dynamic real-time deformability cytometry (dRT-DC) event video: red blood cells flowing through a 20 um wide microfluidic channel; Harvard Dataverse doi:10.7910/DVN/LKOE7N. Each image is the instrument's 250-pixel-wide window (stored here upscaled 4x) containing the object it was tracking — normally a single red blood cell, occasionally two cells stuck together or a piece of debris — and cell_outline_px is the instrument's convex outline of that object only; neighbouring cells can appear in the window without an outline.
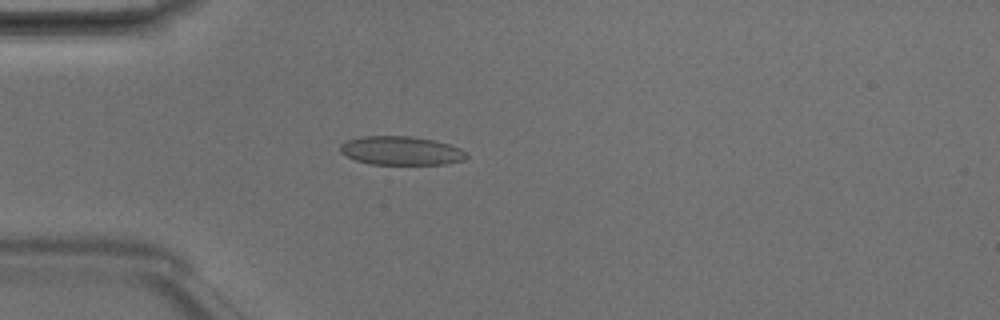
{"species": "Egyptian fruit bat (a non-hibernating species)", "species_latin": "Rousettus aegyptiacus", "temperature_condition": "room temperature", "stored_images_in_passage": 4, "camera_frame_rate_fps": 3000, "um_per_image_px": 0.085, "animal": {"sex": "male"}, "frame": {"image": 1, "passage_image": 4, "time_ms": 1.0, "image_size_px": [1000, 320], "cell_outline_px": [[468, 156], [464, 160], [444, 164], [368, 164], [356, 160], [340, 152], [340, 144], [348, 140], [360, 136], [412, 136], [432, 140], [448, 144], [460, 148], [468, 152]], "centroid_in_image_um": [34.1, 12.81], "position_along_channel_um": 50.9, "area_um2": 21.15}}